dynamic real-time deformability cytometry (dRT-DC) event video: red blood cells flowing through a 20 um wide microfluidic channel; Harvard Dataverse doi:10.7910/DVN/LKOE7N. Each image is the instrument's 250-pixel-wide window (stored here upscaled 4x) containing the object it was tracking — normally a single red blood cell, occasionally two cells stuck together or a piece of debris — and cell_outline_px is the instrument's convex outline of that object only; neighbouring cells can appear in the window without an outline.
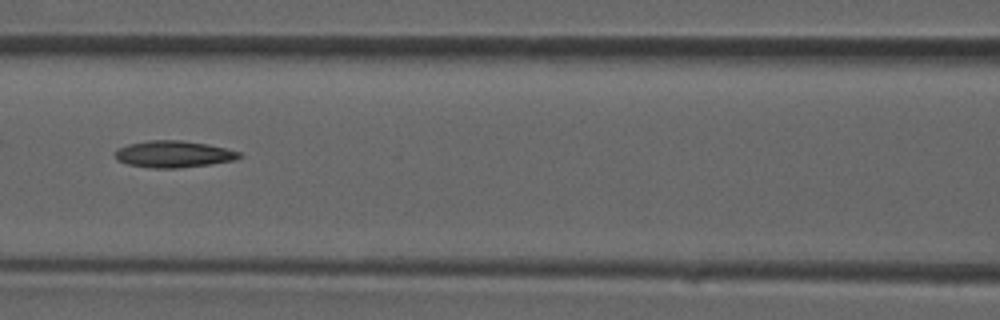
{"species": "common noctule bat (a hibernating species)", "species_latin": "Nyctalus noctula", "temperature_condition": "room temperature", "stored_images_in_passage": 39, "camera_frame_rate_fps": 3000, "um_per_image_px": 0.085, "animal": {"sex": "male", "forearm_length_mm": 52.5}, "frame": {"image": 1, "passage_image": 17, "time_ms": 5.333, "image_size_px": [1000, 320], "cell_outline_px": [[244, 156], [232, 160], [208, 164], [176, 168], [152, 168], [128, 164], [116, 160], [116, 152], [120, 148], [128, 144], [148, 140], [180, 140], [208, 144], [240, 152]], "centroid_in_image_um": [14.75, 13.09], "position_along_channel_um": 151.9, "area_um2": 19.07}}